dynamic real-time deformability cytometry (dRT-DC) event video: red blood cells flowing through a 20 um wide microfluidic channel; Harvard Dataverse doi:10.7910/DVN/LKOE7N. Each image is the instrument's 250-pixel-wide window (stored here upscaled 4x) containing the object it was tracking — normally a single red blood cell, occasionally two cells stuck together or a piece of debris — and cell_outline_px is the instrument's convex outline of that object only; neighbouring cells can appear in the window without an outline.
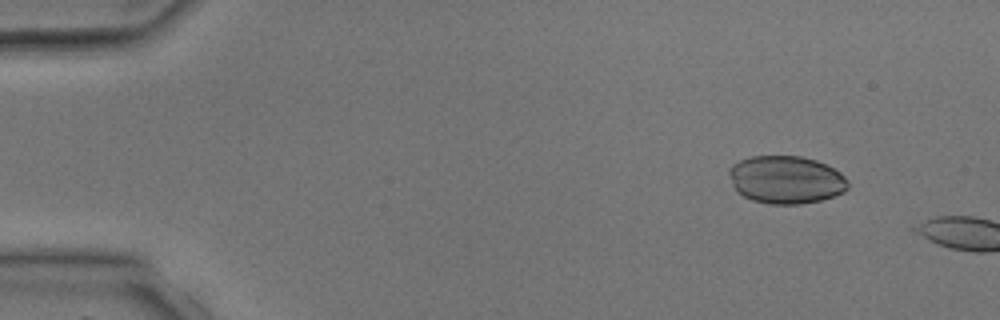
{"species": "common noctule bat (a hibernating species)", "species_latin": "Nyctalus noctula", "temperature_condition": "room temperature", "stored_images_in_passage": 3, "camera_frame_rate_fps": 3000, "um_per_image_px": 0.085, "animal": {"sex": "male", "body_mass_g": 17.9, "forearm_length_mm": 54.2}, "frame": {"image": 1, "passage_image": 2, "time_ms": 1.0, "image_size_px": [1000, 320], "cell_outline_px": [[848, 188], [844, 192], [820, 200], [800, 204], [768, 204], [752, 200], [736, 192], [732, 184], [728, 172], [728, 168], [732, 164], [740, 160], [752, 156], [800, 156], [816, 160], [840, 172], [848, 180]], "centroid_in_image_um": [66.78, 15.28], "position_along_channel_um": 18.2, "area_um2": 33.23}}